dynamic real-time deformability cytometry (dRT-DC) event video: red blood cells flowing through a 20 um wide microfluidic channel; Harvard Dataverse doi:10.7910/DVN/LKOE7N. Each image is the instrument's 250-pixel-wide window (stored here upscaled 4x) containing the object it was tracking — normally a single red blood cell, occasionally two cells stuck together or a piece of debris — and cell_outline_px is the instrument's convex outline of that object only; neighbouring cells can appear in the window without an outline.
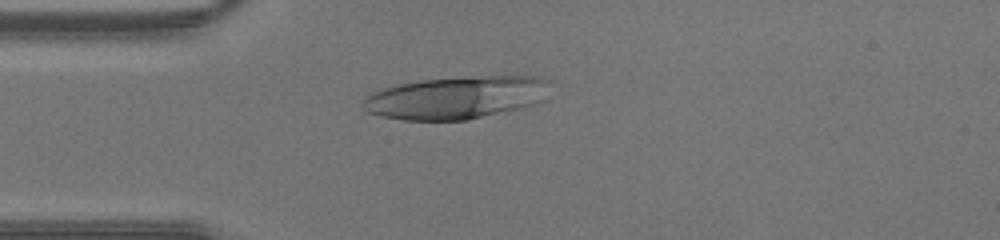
{"species": "human", "species_latin": "Homo sapiens", "temperature_condition": "warm", "stored_images_in_passage": 35, "camera_frame_rate_fps": 3000, "um_per_image_px": 0.085, "donor": {"sex": "male"}, "frame": {"image": 1, "passage_image": 4, "time_ms": 1.0, "image_size_px": [1000, 240], "cell_outline_px": [[548, 80], [544, 100], [536, 104], [524, 108], [468, 120], [404, 120], [380, 116], [368, 112], [360, 108], [360, 104], [372, 92], [380, 88], [396, 84], [420, 80], [484, 76], [540, 76]], "centroid_in_image_um": [38.75, 8.3], "position_along_channel_um": 46.2, "area_um2": 46.82}}
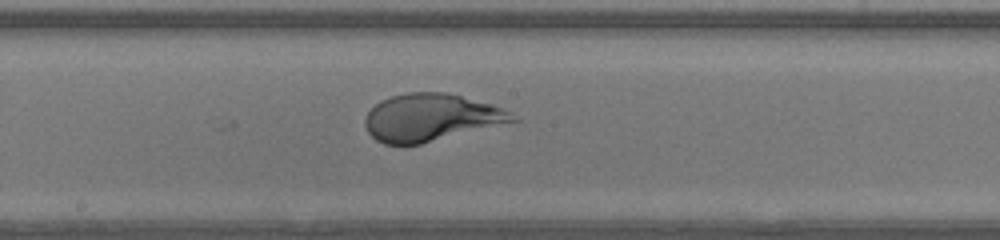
{"frame": {"image": 2, "passage_image": 15, "time_ms": 4.667, "image_size_px": [1000, 240], "cell_outline_px": [[520, 120], [420, 144], [384, 144], [376, 140], [368, 132], [364, 124], [364, 120], [368, 112], [380, 100], [392, 96], [408, 92], [444, 92], [492, 104], [504, 108]], "centroid_in_image_um": [36.61, 9.99], "position_along_channel_um": 211.6, "area_um2": 40.4}}
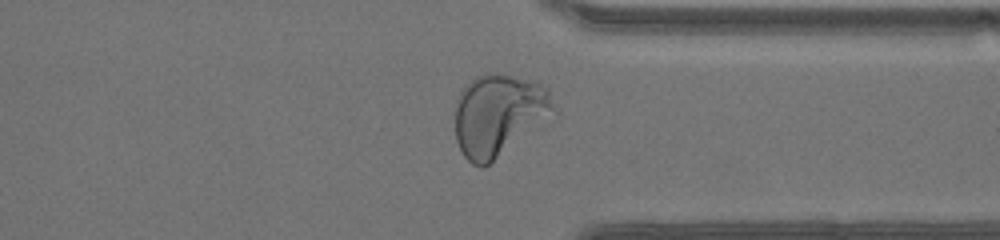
{"frame": {"image": 3, "passage_image": 25, "time_ms": 8.0, "image_size_px": [1000, 240], "cell_outline_px": [[556, 112], [484, 168], [480, 168], [472, 164], [464, 156], [456, 140], [456, 100], [460, 92], [476, 76], [484, 72], [504, 72], [536, 80], [548, 88]], "centroid_in_image_um": [42.39, 9.71], "position_along_channel_um": 369.0, "area_um2": 47.28}}